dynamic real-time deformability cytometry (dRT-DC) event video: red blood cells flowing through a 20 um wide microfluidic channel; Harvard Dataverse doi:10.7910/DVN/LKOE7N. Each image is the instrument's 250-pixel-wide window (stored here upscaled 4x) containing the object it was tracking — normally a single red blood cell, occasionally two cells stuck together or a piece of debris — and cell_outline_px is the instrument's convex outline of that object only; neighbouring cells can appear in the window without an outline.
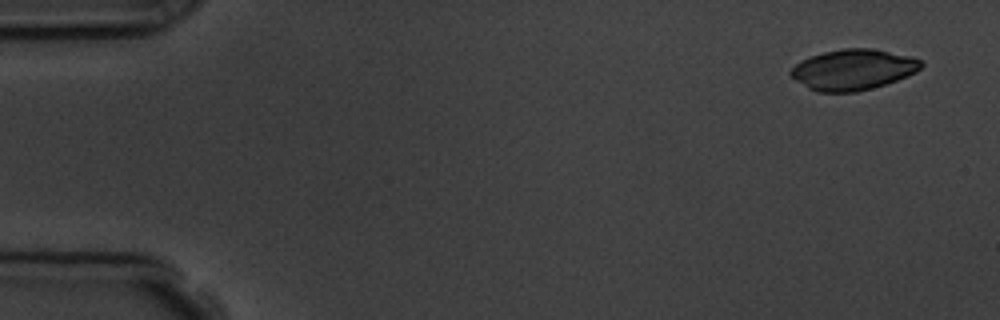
{"species": "common noctule bat (a hibernating species)", "species_latin": "Nyctalus noctula", "temperature_condition": "room temperature", "stored_images_in_passage": 3, "camera_frame_rate_fps": 3000, "um_per_image_px": 0.085, "animal": {"sex": "male", "body_mass_g": 19.5, "forearm_length_mm": 54.6}, "frame": {"image": 1, "passage_image": 1, "time_ms": 0.0, "image_size_px": [1000, 320], "cell_outline_px": [[924, 64], [916, 72], [908, 76], [872, 88], [856, 92], [820, 92], [808, 88], [796, 80], [788, 72], [800, 60], [824, 52], [844, 48], [872, 48], [908, 56], [920, 60]], "centroid_in_image_um": [72.5, 5.92], "position_along_channel_um": 12.5, "area_um2": 30.63}}